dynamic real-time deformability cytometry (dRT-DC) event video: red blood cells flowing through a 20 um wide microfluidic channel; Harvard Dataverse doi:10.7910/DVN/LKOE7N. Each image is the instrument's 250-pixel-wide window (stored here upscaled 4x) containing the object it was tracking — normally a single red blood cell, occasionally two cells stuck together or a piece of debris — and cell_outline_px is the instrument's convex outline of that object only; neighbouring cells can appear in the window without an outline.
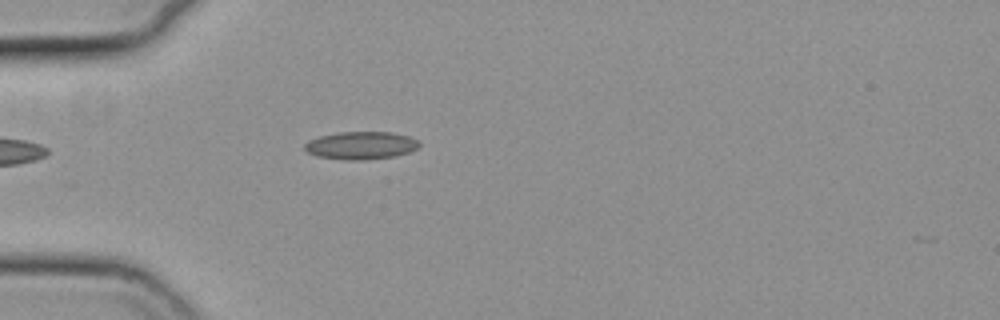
{"species": "common noctule bat (a hibernating species)", "species_latin": "Nyctalus noctula", "temperature_condition": "cold", "stored_images_in_passage": 8, "camera_frame_rate_fps": 3000, "um_per_image_px": 0.085, "animal": {"sex": "female", "body_mass_g": 19.3, "forearm_length_mm": 54.1}, "frame": {"image": 1, "passage_image": 1, "time_ms": 0.0, "image_size_px": [1000, 320], "cell_outline_px": [[420, 144], [416, 148], [408, 152], [396, 156], [360, 160], [344, 160], [316, 156], [308, 152], [304, 148], [304, 144], [308, 140], [320, 136], [340, 132], [392, 132], [408, 136], [416, 140]], "centroid_in_image_um": [30.64, 12.36], "position_along_channel_um": 54.4, "area_um2": 18.44}}